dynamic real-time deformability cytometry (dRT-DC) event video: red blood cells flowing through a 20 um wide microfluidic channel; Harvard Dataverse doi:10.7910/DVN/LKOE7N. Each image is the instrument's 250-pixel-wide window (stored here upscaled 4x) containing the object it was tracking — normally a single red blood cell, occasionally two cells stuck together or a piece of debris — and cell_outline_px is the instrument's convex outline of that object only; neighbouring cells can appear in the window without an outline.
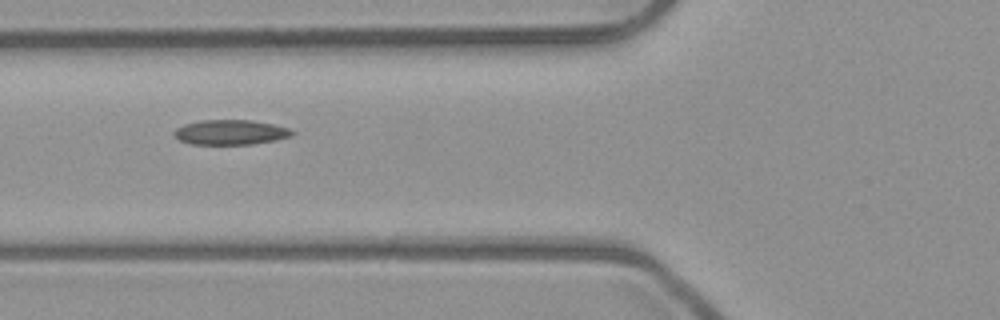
{"species": "common noctule bat (a hibernating species)", "species_latin": "Nyctalus noctula", "temperature_condition": "room temperature", "stored_images_in_passage": 8, "camera_frame_rate_fps": 3000, "um_per_image_px": 0.085, "animal": {"sex": "male", "body_mass_g": 23.1, "forearm_length_mm": 52.7}, "frame": {"image": 1, "passage_image": 4, "time_ms": 1.0, "image_size_px": [1000, 320], "cell_outline_px": [[296, 132], [292, 136], [276, 140], [252, 144], [192, 144], [180, 140], [172, 132], [176, 128], [184, 124], [200, 120], [252, 120], [272, 124], [288, 128]], "centroid_in_image_um": [19.61, 11.24], "position_along_channel_um": 106.2, "area_um2": 17.11}}
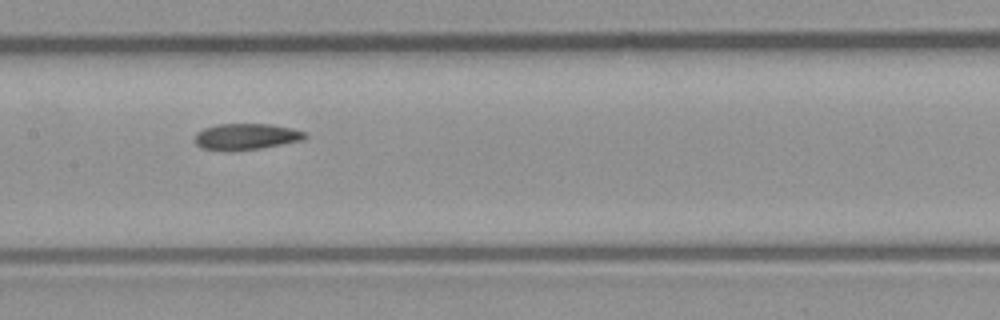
{"frame": {"image": 2, "passage_image": 6, "time_ms": 1.667, "image_size_px": [1000, 320], "cell_outline_px": [[308, 136], [300, 140], [260, 148], [232, 152], [228, 152], [200, 148], [196, 144], [196, 132], [204, 128], [216, 124], [272, 124], [292, 128], [304, 132]], "centroid_in_image_um": [20.86, 11.62], "position_along_channel_um": 186.5, "area_um2": 16.94}}
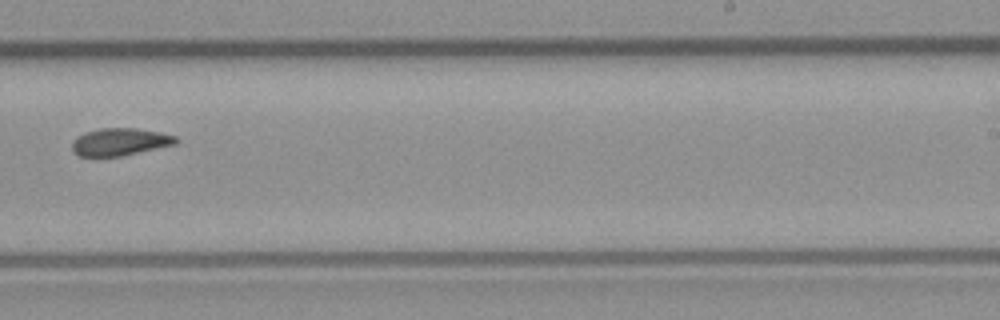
{"frame": {"image": 3, "passage_image": 8, "time_ms": 2.333, "image_size_px": [1000, 320], "cell_outline_px": [[180, 140], [176, 144], [120, 156], [80, 156], [72, 152], [72, 140], [76, 136], [84, 132], [100, 128], [136, 128], [160, 132], [176, 136]], "centroid_in_image_um": [10.17, 12.05], "position_along_channel_um": 278.8, "area_um2": 16.7}}